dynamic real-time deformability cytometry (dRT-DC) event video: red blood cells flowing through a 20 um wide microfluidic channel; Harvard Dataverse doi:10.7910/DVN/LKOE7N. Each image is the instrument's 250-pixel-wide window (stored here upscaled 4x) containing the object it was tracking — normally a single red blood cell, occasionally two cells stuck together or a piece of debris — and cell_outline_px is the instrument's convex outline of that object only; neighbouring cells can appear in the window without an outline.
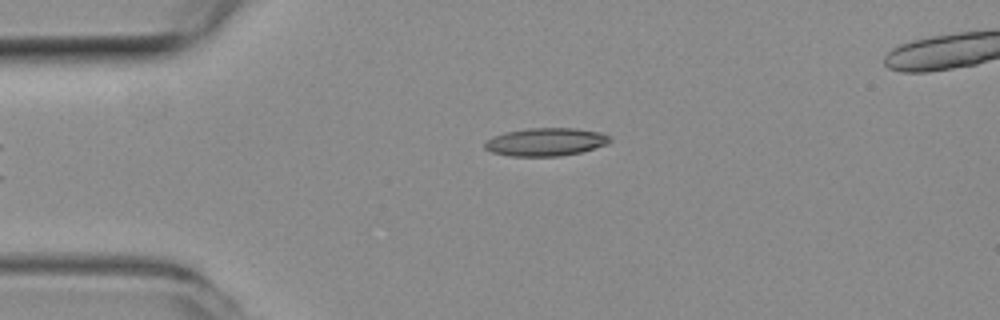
{"species": "common noctule bat (a hibernating species)", "species_latin": "Nyctalus noctula", "temperature_condition": "room temperature", "stored_images_in_passage": 31, "camera_frame_rate_fps": 3000, "um_per_image_px": 0.085, "animal": {"sex": "female", "body_mass_g": 19.3, "forearm_length_mm": 54.1}, "frame": {"image": 1, "passage_image": 1, "time_ms": 0.0, "image_size_px": [1000, 320], "cell_outline_px": [[612, 140], [608, 144], [580, 152], [560, 156], [508, 156], [492, 152], [484, 148], [484, 144], [492, 136], [504, 132], [528, 128], [576, 128], [600, 132], [608, 136]], "centroid_in_image_um": [46.37, 12.06], "position_along_channel_um": 38.6, "area_um2": 20.46}}
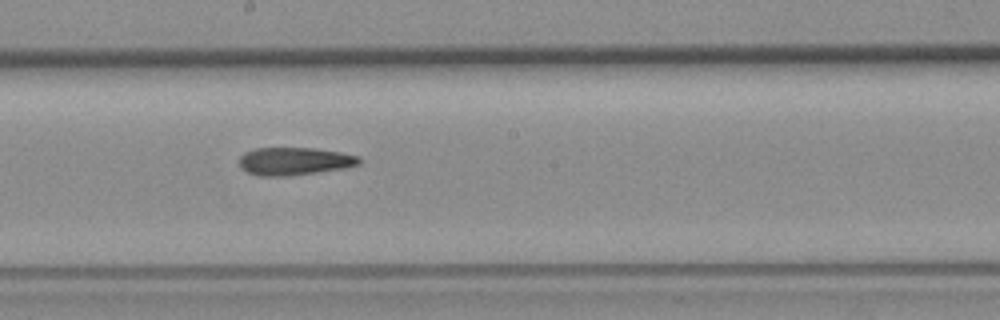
{"frame": {"image": 2, "passage_image": 17, "time_ms": 5.333, "image_size_px": [1000, 320], "cell_outline_px": [[360, 164], [344, 168], [288, 176], [260, 176], [248, 172], [240, 164], [240, 156], [244, 152], [256, 148], [312, 148], [340, 152], [360, 156]], "centroid_in_image_um": [25.04, 13.7], "position_along_channel_um": 223.2, "area_um2": 19.25}}
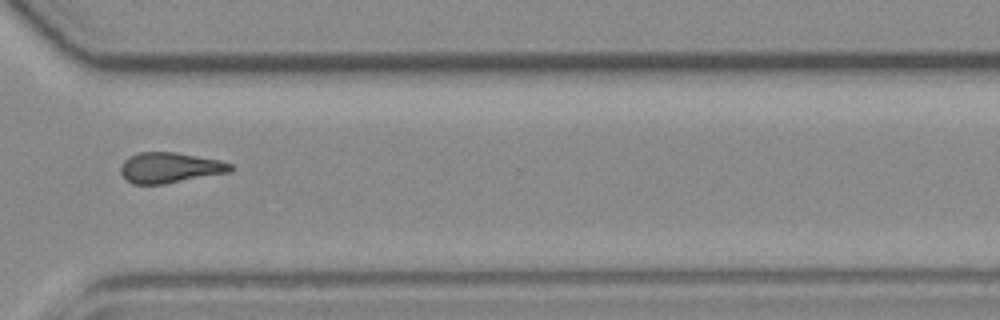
{"frame": {"image": 3, "passage_image": 27, "time_ms": 8.667, "image_size_px": [1000, 320], "cell_outline_px": [[236, 168], [232, 172], [164, 184], [132, 184], [120, 172], [120, 164], [128, 156], [140, 152], [172, 152], [220, 160], [232, 164]], "centroid_in_image_um": [14.46, 14.26], "position_along_channel_um": 356.1, "area_um2": 19.65}}